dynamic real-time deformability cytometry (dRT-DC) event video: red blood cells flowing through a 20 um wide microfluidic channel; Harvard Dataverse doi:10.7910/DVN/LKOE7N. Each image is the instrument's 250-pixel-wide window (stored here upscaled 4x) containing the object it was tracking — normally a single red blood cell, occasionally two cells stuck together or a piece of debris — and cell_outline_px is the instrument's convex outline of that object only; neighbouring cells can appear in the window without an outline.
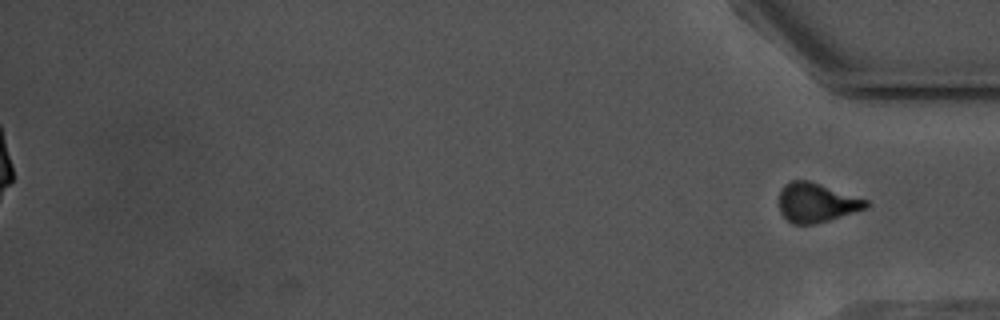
{"species": "common noctule bat (a hibernating species)", "species_latin": "Nyctalus noctula", "temperature_condition": "warm", "stored_images_in_passage": 57, "segment_of_instrument_passage": [2, 2], "camera_frame_rate_fps": 3000, "um_per_image_px": 0.085, "animal": {"sex": "male", "body_mass_g": 17.5, "forearm_length_mm": 52.3}, "frame": {"image": 1, "passage_image": 57, "time_ms": 18.667, "image_size_px": [1000, 320], "cell_outline_px": [[868, 208], [816, 224], [792, 224], [780, 212], [780, 192], [784, 184], [792, 180], [808, 180], [868, 200]], "centroid_in_image_um": [69.4, 17.23], "position_along_channel_um": 365.8, "area_um2": 19.77}}